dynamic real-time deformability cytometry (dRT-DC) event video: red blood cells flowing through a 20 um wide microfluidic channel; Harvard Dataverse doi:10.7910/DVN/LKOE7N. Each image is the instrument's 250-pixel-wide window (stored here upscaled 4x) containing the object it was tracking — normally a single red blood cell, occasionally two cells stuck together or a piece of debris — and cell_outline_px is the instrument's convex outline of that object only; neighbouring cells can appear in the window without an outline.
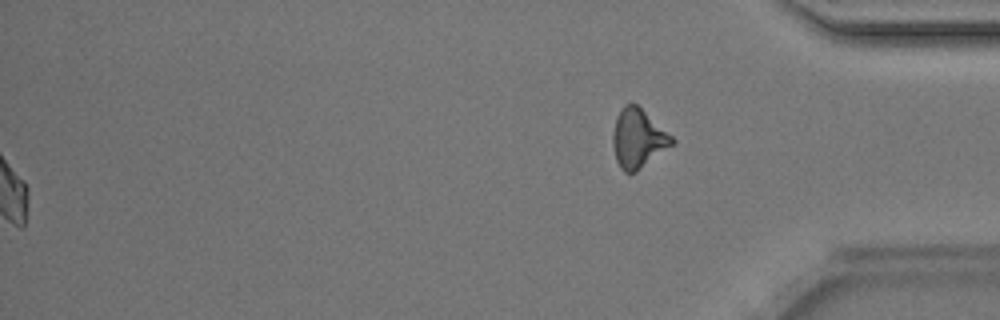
{"species": "Egyptian fruit bat (a non-hibernating species)", "species_latin": "Rousettus aegyptiacus", "temperature_condition": "room temperature", "stored_images_in_passage": 42, "segment_of_instrument_passage": [2, 2], "camera_frame_rate_fps": 3000, "um_per_image_px": 0.085, "animal": {"sex": "male"}, "frame": {"image": 1, "passage_image": 42, "time_ms": 13.667, "image_size_px": [1000, 320], "cell_outline_px": [[676, 144], [636, 172], [624, 172], [620, 168], [616, 160], [612, 144], [612, 132], [616, 116], [624, 104], [636, 104], [672, 136], [676, 140]], "centroid_in_image_um": [54.24, 11.79], "position_along_channel_um": 381.0, "area_um2": 20.46}}